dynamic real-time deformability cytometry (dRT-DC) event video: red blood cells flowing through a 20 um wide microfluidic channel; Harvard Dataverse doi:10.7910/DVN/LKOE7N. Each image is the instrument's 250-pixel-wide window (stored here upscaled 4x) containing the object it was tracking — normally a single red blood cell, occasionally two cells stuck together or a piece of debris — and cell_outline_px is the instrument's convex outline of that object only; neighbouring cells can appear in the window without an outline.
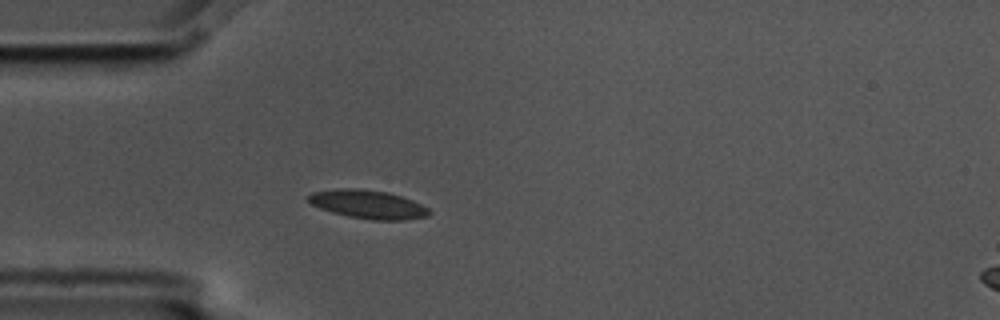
{"species": "common noctule bat (a hibernating species)", "species_latin": "Nyctalus noctula", "temperature_condition": "cold", "stored_images_in_passage": 4, "camera_frame_rate_fps": 3000, "um_per_image_px": 0.085, "animal": {"sex": "male", "body_mass_g": 17.5, "forearm_length_mm": 52.3}, "frame": {"image": 1, "passage_image": 4, "time_ms": 1.0, "image_size_px": [1000, 320], "cell_outline_px": [[432, 212], [428, 216], [404, 220], [372, 220], [348, 216], [332, 212], [320, 208], [312, 204], [308, 200], [308, 196], [312, 192], [340, 188], [356, 188], [388, 192], [412, 200], [428, 208]], "centroid_in_image_um": [31.29, 17.37], "position_along_channel_um": 53.7, "area_um2": 20.0}}